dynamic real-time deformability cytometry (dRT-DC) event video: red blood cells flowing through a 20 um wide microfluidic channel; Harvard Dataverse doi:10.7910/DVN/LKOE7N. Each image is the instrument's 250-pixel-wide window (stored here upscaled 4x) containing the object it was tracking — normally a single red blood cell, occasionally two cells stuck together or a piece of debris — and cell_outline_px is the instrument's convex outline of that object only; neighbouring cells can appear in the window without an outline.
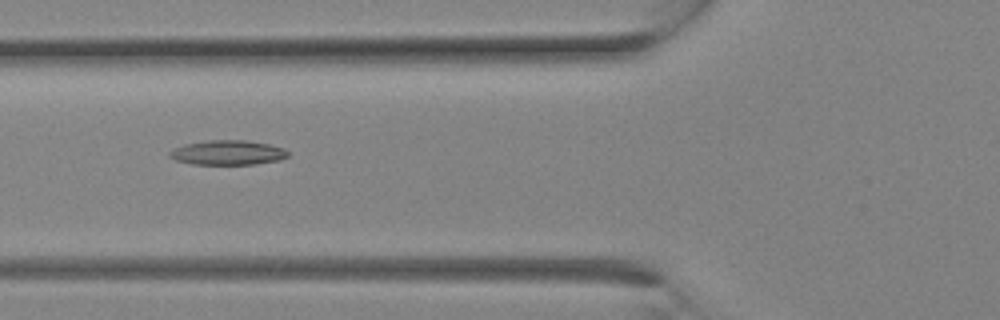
{"species": "Egyptian fruit bat (a non-hibernating species)", "species_latin": "Rousettus aegyptiacus", "temperature_condition": "room temperature", "stored_images_in_passage": 8, "camera_frame_rate_fps": 3000, "um_per_image_px": 0.085, "animal": {"sex": "female"}, "frame": {"image": 1, "passage_image": 5, "time_ms": 1.333, "image_size_px": [1000, 320], "cell_outline_px": [[288, 156], [280, 160], [256, 164], [192, 164], [176, 160], [168, 156], [168, 152], [184, 144], [208, 140], [244, 140], [268, 144], [284, 148], [288, 152]], "centroid_in_image_um": [19.36, 12.97], "position_along_channel_um": 106.4, "area_um2": 16.94}}
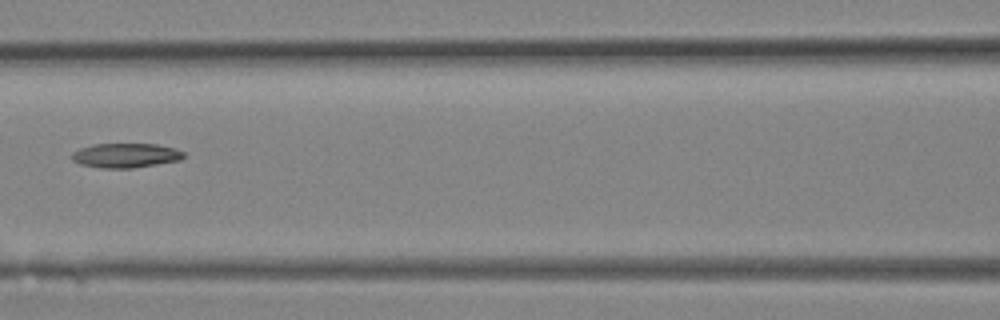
{"frame": {"image": 2, "passage_image": 7, "time_ms": 2.0, "image_size_px": [1000, 320], "cell_outline_px": [[184, 156], [180, 160], [132, 168], [100, 168], [80, 164], [72, 160], [72, 152], [80, 148], [96, 144], [156, 144], [176, 148], [184, 152]], "centroid_in_image_um": [10.68, 13.21], "position_along_channel_um": 155.9, "area_um2": 15.9}}